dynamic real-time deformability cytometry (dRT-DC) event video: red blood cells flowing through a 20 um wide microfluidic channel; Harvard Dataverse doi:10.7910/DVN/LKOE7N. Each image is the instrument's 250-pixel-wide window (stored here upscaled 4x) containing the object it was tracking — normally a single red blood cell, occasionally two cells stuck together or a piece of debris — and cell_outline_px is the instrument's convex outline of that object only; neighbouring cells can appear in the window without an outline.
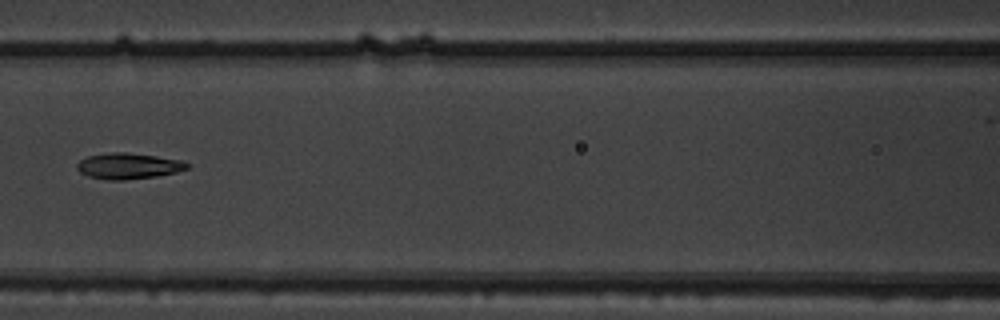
{"species": "common noctule bat (a hibernating species)", "species_latin": "Nyctalus noctula", "temperature_condition": "warm", "stored_images_in_passage": 8, "camera_frame_rate_fps": 3000, "um_per_image_px": 0.085, "animal": {"sex": "male", "body_mass_g": 19.5, "forearm_length_mm": 54.6}, "frame": {"image": 1, "passage_image": 7, "time_ms": 2.0, "image_size_px": [1000, 320], "cell_outline_px": [[192, 164], [188, 168], [176, 172], [156, 176], [124, 180], [108, 180], [88, 176], [80, 172], [76, 168], [76, 164], [80, 160], [88, 156], [108, 152], [128, 152], [184, 160]], "centroid_in_image_um": [10.93, 14.1], "position_along_channel_um": 155.7, "area_um2": 16.82}}
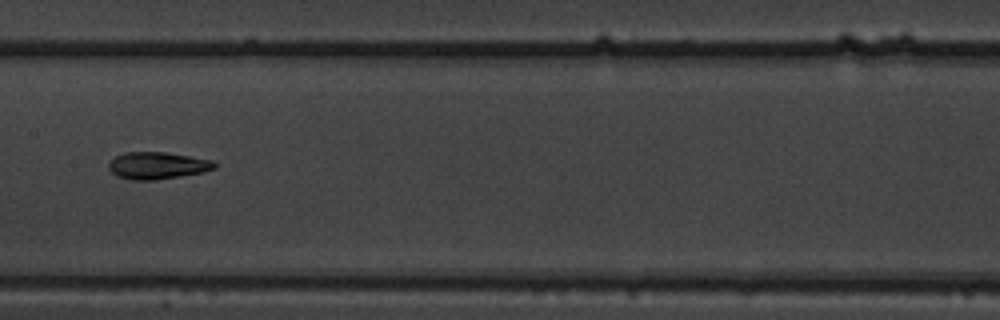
{"frame": {"image": 2, "passage_image": 8, "time_ms": 2.333, "image_size_px": [1000, 320], "cell_outline_px": [[216, 168], [204, 172], [156, 180], [132, 180], [116, 176], [108, 168], [108, 164], [116, 156], [124, 152], [164, 152], [212, 160], [216, 164]], "centroid_in_image_um": [13.37, 14.08], "position_along_channel_um": 194.0, "area_um2": 16.65}}